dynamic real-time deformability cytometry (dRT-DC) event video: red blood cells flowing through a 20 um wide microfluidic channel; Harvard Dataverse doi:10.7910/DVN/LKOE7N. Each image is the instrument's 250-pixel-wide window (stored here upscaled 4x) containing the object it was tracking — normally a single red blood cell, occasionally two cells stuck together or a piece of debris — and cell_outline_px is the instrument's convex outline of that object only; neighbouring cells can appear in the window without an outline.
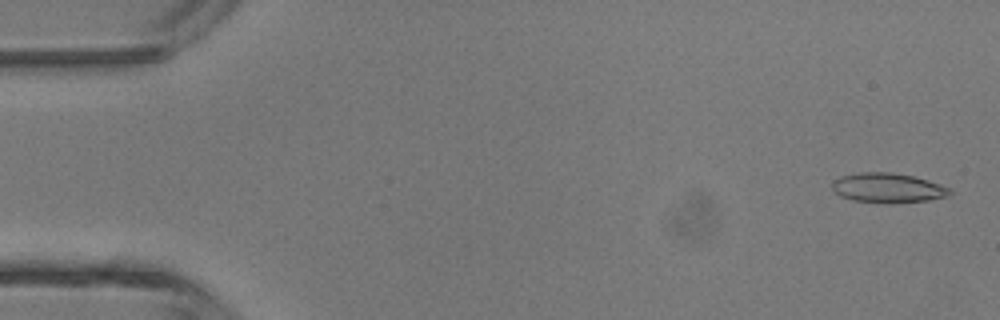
{"species": "common noctule bat (a hibernating species)", "species_latin": "Nyctalus noctula", "temperature_condition": "room temperature", "stored_images_in_passage": 11, "camera_frame_rate_fps": 3000, "um_per_image_px": 0.085, "animal": {"sex": "male", "body_mass_g": 13.3}, "frame": {"image": 1, "passage_image": 2, "time_ms": 0.333, "image_size_px": [1000, 320], "cell_outline_px": [[952, 192], [948, 196], [928, 200], [852, 200], [840, 196], [832, 188], [832, 180], [840, 176], [860, 172], [892, 172], [912, 176], [928, 180], [952, 188]], "centroid_in_image_um": [75.45, 15.91], "position_along_channel_um": 9.5, "area_um2": 19.48}}